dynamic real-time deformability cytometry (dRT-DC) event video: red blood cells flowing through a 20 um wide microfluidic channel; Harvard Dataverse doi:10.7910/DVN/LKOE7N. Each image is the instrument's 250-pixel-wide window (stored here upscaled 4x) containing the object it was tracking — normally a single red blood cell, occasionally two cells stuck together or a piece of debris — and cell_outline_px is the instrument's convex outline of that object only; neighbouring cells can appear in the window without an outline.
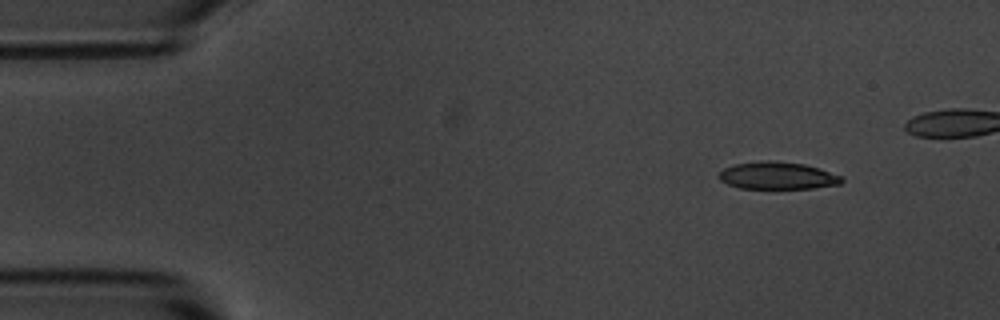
{"species": "common noctule bat (a hibernating species)", "species_latin": "Nyctalus noctula", "temperature_condition": "room temperature", "stored_images_in_passage": 5, "camera_frame_rate_fps": 3000, "um_per_image_px": 0.085, "animal": {"sex": "male", "body_mass_g": 20.1, "forearm_length_mm": 53.5}, "frame": {"image": 1, "passage_image": 1, "time_ms": 0.0, "image_size_px": [1000, 320], "cell_outline_px": [[844, 180], [840, 184], [812, 188], [740, 188], [728, 184], [720, 180], [716, 176], [724, 168], [736, 164], [768, 160], [804, 164], [844, 176]], "centroid_in_image_um": [66.1, 14.93], "position_along_channel_um": 18.9, "area_um2": 19.42}}